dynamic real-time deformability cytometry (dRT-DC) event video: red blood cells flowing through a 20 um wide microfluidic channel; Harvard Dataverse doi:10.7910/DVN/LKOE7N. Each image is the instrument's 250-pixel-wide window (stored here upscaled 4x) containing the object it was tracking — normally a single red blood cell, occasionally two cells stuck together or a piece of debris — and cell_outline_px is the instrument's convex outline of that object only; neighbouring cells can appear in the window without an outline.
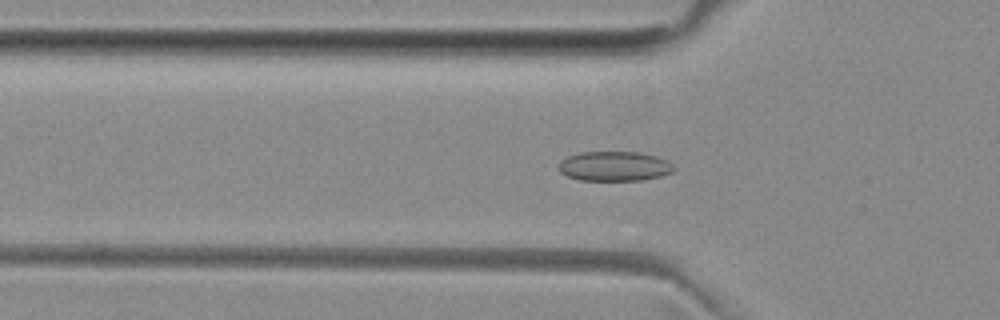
{"species": "common noctule bat (a hibernating species)", "species_latin": "Nyctalus noctula", "temperature_condition": "room temperature", "stored_images_in_passage": 52, "camera_frame_rate_fps": 3000, "um_per_image_px": 0.085, "animal": {"sex": "female", "body_mass_g": 29.2, "forearm_length_mm": 56.3}, "frame": {"image": 1, "passage_image": 17, "time_ms": 5.333, "image_size_px": [1000, 320], "cell_outline_px": [[676, 168], [672, 172], [660, 176], [640, 180], [580, 180], [568, 176], [560, 172], [560, 160], [568, 156], [580, 152], [640, 152], [656, 156], [668, 160]], "centroid_in_image_um": [52.25, 14.12], "position_along_channel_um": 73.6, "area_um2": 19.88}}
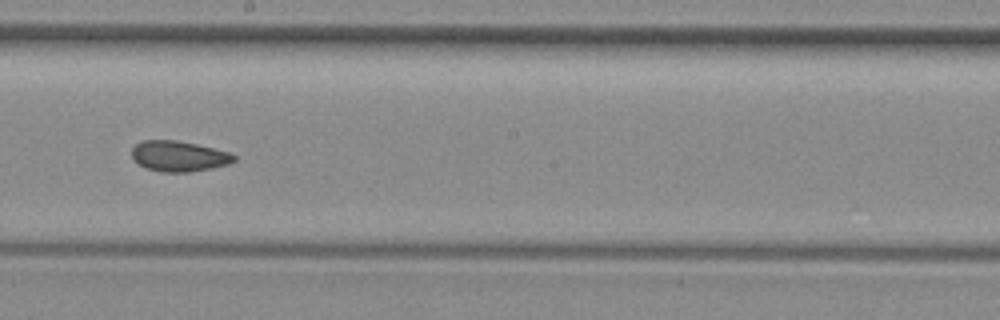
{"frame": {"image": 2, "passage_image": 29, "time_ms": 9.333, "image_size_px": [1000, 320], "cell_outline_px": [[236, 160], [228, 164], [212, 168], [188, 172], [160, 172], [144, 168], [132, 160], [132, 148], [136, 144], [144, 140], [176, 140], [196, 144], [228, 152], [236, 156]], "centroid_in_image_um": [15.16, 13.28], "position_along_channel_um": 233.0, "area_um2": 18.26}}
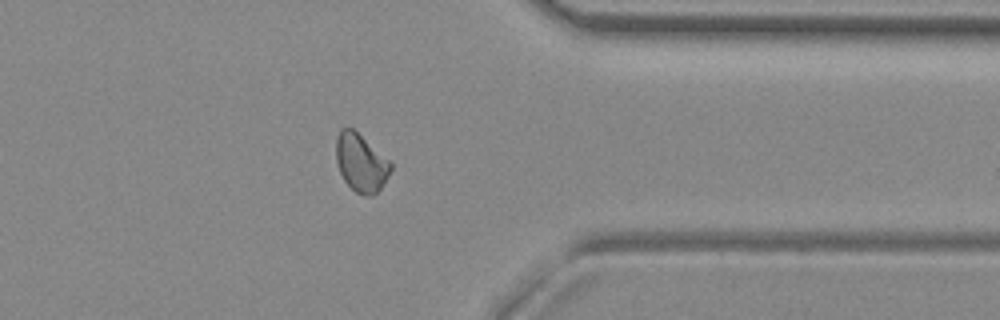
{"frame": {"image": 3, "passage_image": 41, "time_ms": 13.333, "image_size_px": [1000, 320], "cell_outline_px": [[392, 168], [388, 176], [380, 188], [372, 196], [368, 196], [356, 192], [344, 180], [340, 172], [336, 160], [336, 136], [340, 128], [352, 128], [388, 160], [392, 164]], "centroid_in_image_um": [30.65, 13.83], "position_along_channel_um": 380.7, "area_um2": 18.03}, "authors_computed_cell_mechanics": {"area_um2": 18.8428, "velocity_mm_per_s": 3.985, "shape_relaxation_time_tau1_ms": null, "shape_relaxation_time_tau2_ms": 2.8334, "deformation_change_tau1": null, "deformation_change_tau2": 0.0713}}